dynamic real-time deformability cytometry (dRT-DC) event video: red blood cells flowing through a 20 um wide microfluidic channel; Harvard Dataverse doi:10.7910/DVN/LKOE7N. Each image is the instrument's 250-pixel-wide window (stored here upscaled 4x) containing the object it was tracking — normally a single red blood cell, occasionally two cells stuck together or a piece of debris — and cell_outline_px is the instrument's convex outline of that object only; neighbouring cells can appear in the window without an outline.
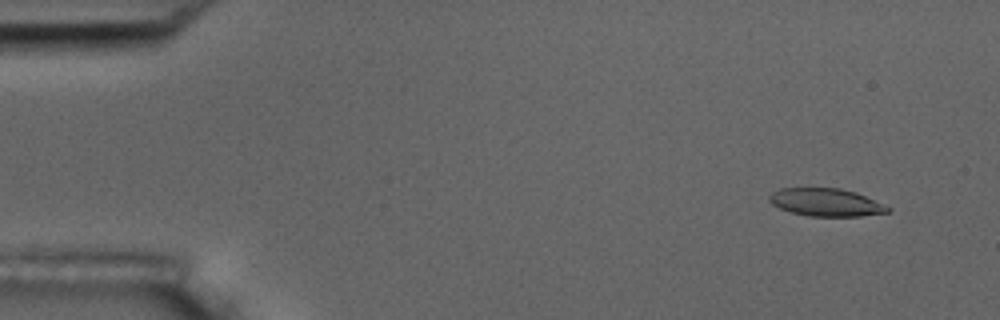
{"species": "common noctule bat (a hibernating species)", "species_latin": "Nyctalus noctula", "temperature_condition": "room temperature", "stored_images_in_passage": 10, "camera_frame_rate_fps": 3000, "um_per_image_px": 0.085, "animal": {"sex": "male", "body_mass_g": 17.5, "forearm_length_mm": 52.3}, "frame": {"image": 1, "passage_image": 1, "time_ms": 0.0, "image_size_px": [1000, 320], "cell_outline_px": [[892, 208], [888, 212], [860, 216], [808, 216], [792, 212], [780, 208], [772, 204], [768, 200], [768, 196], [772, 192], [780, 188], [840, 188], [856, 192]], "centroid_in_image_um": [70.19, 17.19], "position_along_channel_um": 14.8, "area_um2": 19.13}}
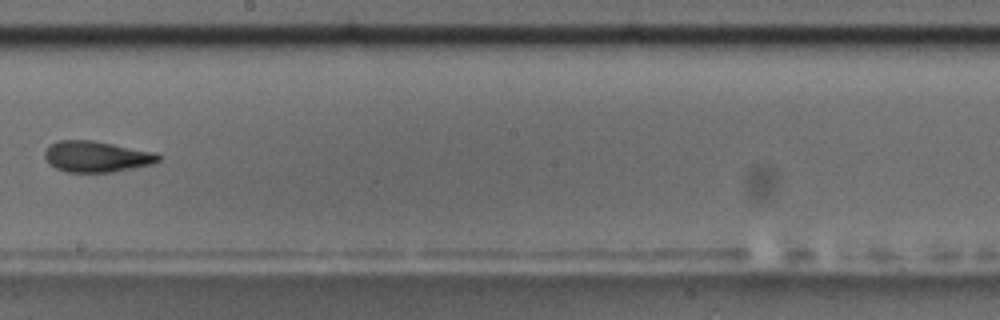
{"frame": {"image": 2, "passage_image": 9, "time_ms": 2.667, "image_size_px": [1000, 320], "cell_outline_px": [[160, 160], [152, 164], [112, 172], [64, 172], [48, 164], [44, 156], [44, 152], [48, 144], [60, 140], [92, 140], [156, 152], [160, 156]], "centroid_in_image_um": [8.16, 13.3], "position_along_channel_um": 240.0, "area_um2": 20.69}}
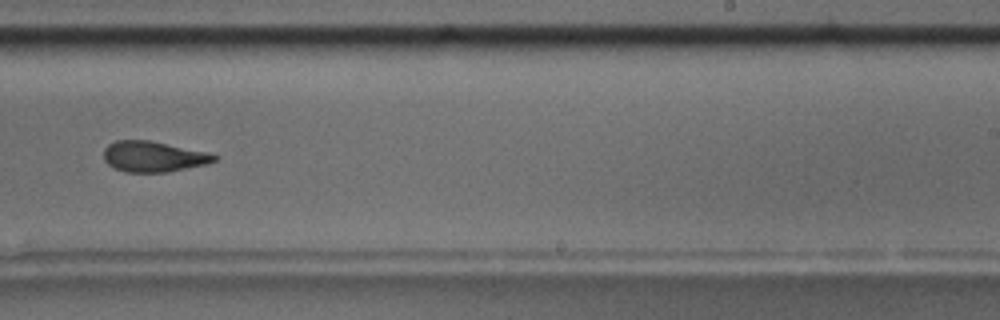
{"frame": {"image": 3, "passage_image": 10, "time_ms": 3.0, "image_size_px": [1000, 320], "cell_outline_px": [[220, 156], [216, 160], [204, 164], [168, 172], [128, 172], [116, 168], [108, 164], [104, 160], [104, 148], [108, 144], [116, 140], [148, 140], [208, 152]], "centroid_in_image_um": [13.03, 13.3], "position_along_channel_um": 276.0, "area_um2": 19.59}}